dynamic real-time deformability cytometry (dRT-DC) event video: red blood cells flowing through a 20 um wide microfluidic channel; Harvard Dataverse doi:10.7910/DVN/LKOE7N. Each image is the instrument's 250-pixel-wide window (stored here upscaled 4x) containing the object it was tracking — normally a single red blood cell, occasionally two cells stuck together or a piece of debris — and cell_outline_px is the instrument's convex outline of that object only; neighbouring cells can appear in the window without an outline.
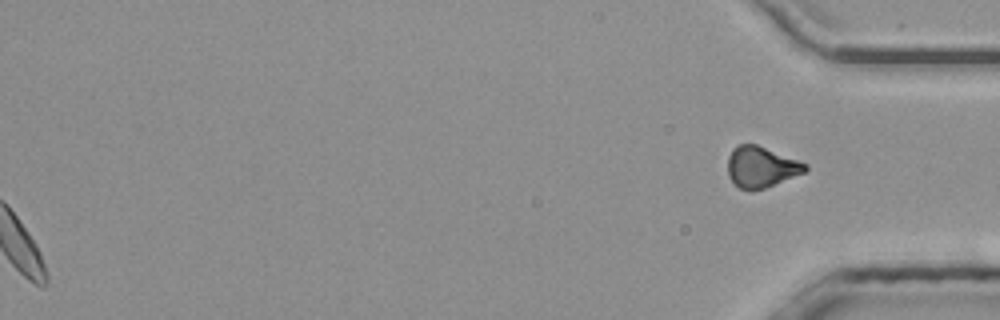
{"species": "common noctule bat (a hibernating species)", "species_latin": "Nyctalus noctula", "temperature_condition": "room temperature", "stored_images_in_passage": 45, "segment_of_instrument_passage": [2, 2], "camera_frame_rate_fps": 3000, "um_per_image_px": 0.085, "animal": {"sex": "male", "body_mass_g": 20.4}, "frame": {"image": 1, "passage_image": 45, "time_ms": 14.667, "image_size_px": [1000, 320], "cell_outline_px": [[808, 168], [804, 172], [764, 188], [752, 192], [740, 188], [728, 176], [728, 156], [732, 148], [740, 144], [756, 144], [808, 164]], "centroid_in_image_um": [64.67, 14.19], "position_along_channel_um": 370.5, "area_um2": 18.32}}